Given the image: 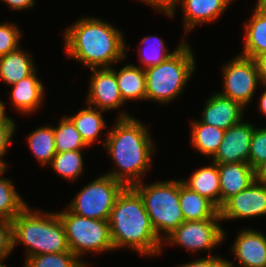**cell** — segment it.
<instances>
[{
    "mask_svg": "<svg viewBox=\"0 0 266 267\" xmlns=\"http://www.w3.org/2000/svg\"><path fill=\"white\" fill-rule=\"evenodd\" d=\"M113 126L103 144L118 168L106 174L126 187L133 186L142 182L140 177L150 167L154 142L147 127L126 111L120 113Z\"/></svg>",
    "mask_w": 266,
    "mask_h": 267,
    "instance_id": "6da1fadb",
    "label": "cell"
},
{
    "mask_svg": "<svg viewBox=\"0 0 266 267\" xmlns=\"http://www.w3.org/2000/svg\"><path fill=\"white\" fill-rule=\"evenodd\" d=\"M65 51L84 67L111 68L126 58L124 37L119 29L99 18H80L64 31Z\"/></svg>",
    "mask_w": 266,
    "mask_h": 267,
    "instance_id": "7a4b0ae2",
    "label": "cell"
},
{
    "mask_svg": "<svg viewBox=\"0 0 266 267\" xmlns=\"http://www.w3.org/2000/svg\"><path fill=\"white\" fill-rule=\"evenodd\" d=\"M108 221L114 250L129 247L148 256L162 252L164 243L153 229L142 197L132 186L118 195Z\"/></svg>",
    "mask_w": 266,
    "mask_h": 267,
    "instance_id": "3957f363",
    "label": "cell"
},
{
    "mask_svg": "<svg viewBox=\"0 0 266 267\" xmlns=\"http://www.w3.org/2000/svg\"><path fill=\"white\" fill-rule=\"evenodd\" d=\"M13 249L27 246L26 258L70 251L62 222L56 213L32 211L28 205L12 220Z\"/></svg>",
    "mask_w": 266,
    "mask_h": 267,
    "instance_id": "277c9868",
    "label": "cell"
},
{
    "mask_svg": "<svg viewBox=\"0 0 266 267\" xmlns=\"http://www.w3.org/2000/svg\"><path fill=\"white\" fill-rule=\"evenodd\" d=\"M194 59L193 51L185 41L162 63L144 69L146 100L167 104L181 95L195 71Z\"/></svg>",
    "mask_w": 266,
    "mask_h": 267,
    "instance_id": "5b68a950",
    "label": "cell"
},
{
    "mask_svg": "<svg viewBox=\"0 0 266 267\" xmlns=\"http://www.w3.org/2000/svg\"><path fill=\"white\" fill-rule=\"evenodd\" d=\"M132 187L142 197L153 229L162 241L185 221L179 204V180L144 185L139 182Z\"/></svg>",
    "mask_w": 266,
    "mask_h": 267,
    "instance_id": "8992f818",
    "label": "cell"
},
{
    "mask_svg": "<svg viewBox=\"0 0 266 267\" xmlns=\"http://www.w3.org/2000/svg\"><path fill=\"white\" fill-rule=\"evenodd\" d=\"M58 213L70 251L78 258L86 252L94 254L114 251L108 220L79 216L68 208Z\"/></svg>",
    "mask_w": 266,
    "mask_h": 267,
    "instance_id": "52a82bcc",
    "label": "cell"
},
{
    "mask_svg": "<svg viewBox=\"0 0 266 267\" xmlns=\"http://www.w3.org/2000/svg\"><path fill=\"white\" fill-rule=\"evenodd\" d=\"M125 187L122 182L103 174L83 187L67 208L82 217L109 220L115 201Z\"/></svg>",
    "mask_w": 266,
    "mask_h": 267,
    "instance_id": "ba28073f",
    "label": "cell"
},
{
    "mask_svg": "<svg viewBox=\"0 0 266 267\" xmlns=\"http://www.w3.org/2000/svg\"><path fill=\"white\" fill-rule=\"evenodd\" d=\"M222 73L224 89L219 93L247 107L261 85L255 60L239 54L222 67Z\"/></svg>",
    "mask_w": 266,
    "mask_h": 267,
    "instance_id": "9c48e42d",
    "label": "cell"
},
{
    "mask_svg": "<svg viewBox=\"0 0 266 267\" xmlns=\"http://www.w3.org/2000/svg\"><path fill=\"white\" fill-rule=\"evenodd\" d=\"M219 221L222 220L184 221L163 242L177 244L191 253L208 250L209 256H211V249L221 244L226 237V232L220 227Z\"/></svg>",
    "mask_w": 266,
    "mask_h": 267,
    "instance_id": "30bf717a",
    "label": "cell"
},
{
    "mask_svg": "<svg viewBox=\"0 0 266 267\" xmlns=\"http://www.w3.org/2000/svg\"><path fill=\"white\" fill-rule=\"evenodd\" d=\"M219 214L222 221L266 215V184L255 180L230 197L219 209Z\"/></svg>",
    "mask_w": 266,
    "mask_h": 267,
    "instance_id": "8fae6325",
    "label": "cell"
},
{
    "mask_svg": "<svg viewBox=\"0 0 266 267\" xmlns=\"http://www.w3.org/2000/svg\"><path fill=\"white\" fill-rule=\"evenodd\" d=\"M86 103L102 111L120 108L124 105L112 68H93Z\"/></svg>",
    "mask_w": 266,
    "mask_h": 267,
    "instance_id": "7c38bea8",
    "label": "cell"
},
{
    "mask_svg": "<svg viewBox=\"0 0 266 267\" xmlns=\"http://www.w3.org/2000/svg\"><path fill=\"white\" fill-rule=\"evenodd\" d=\"M255 126L250 122L240 121L225 131L212 162L216 164L248 163L249 148Z\"/></svg>",
    "mask_w": 266,
    "mask_h": 267,
    "instance_id": "4fadbf2b",
    "label": "cell"
},
{
    "mask_svg": "<svg viewBox=\"0 0 266 267\" xmlns=\"http://www.w3.org/2000/svg\"><path fill=\"white\" fill-rule=\"evenodd\" d=\"M231 250L239 267H266V236L260 231L243 229L238 233ZM227 267L235 265L227 260Z\"/></svg>",
    "mask_w": 266,
    "mask_h": 267,
    "instance_id": "5bb4252c",
    "label": "cell"
},
{
    "mask_svg": "<svg viewBox=\"0 0 266 267\" xmlns=\"http://www.w3.org/2000/svg\"><path fill=\"white\" fill-rule=\"evenodd\" d=\"M200 121L226 131L242 121L244 107L220 93L211 95L205 102Z\"/></svg>",
    "mask_w": 266,
    "mask_h": 267,
    "instance_id": "9a60e30c",
    "label": "cell"
},
{
    "mask_svg": "<svg viewBox=\"0 0 266 267\" xmlns=\"http://www.w3.org/2000/svg\"><path fill=\"white\" fill-rule=\"evenodd\" d=\"M220 183V208L232 196L255 181V170L249 163L217 164Z\"/></svg>",
    "mask_w": 266,
    "mask_h": 267,
    "instance_id": "2e32d148",
    "label": "cell"
},
{
    "mask_svg": "<svg viewBox=\"0 0 266 267\" xmlns=\"http://www.w3.org/2000/svg\"><path fill=\"white\" fill-rule=\"evenodd\" d=\"M233 0H182L185 33L197 25L213 22Z\"/></svg>",
    "mask_w": 266,
    "mask_h": 267,
    "instance_id": "e0dca14e",
    "label": "cell"
},
{
    "mask_svg": "<svg viewBox=\"0 0 266 267\" xmlns=\"http://www.w3.org/2000/svg\"><path fill=\"white\" fill-rule=\"evenodd\" d=\"M36 71L12 85L11 102L14 108L23 113V115L24 113L29 115L37 108L39 109L44 100L45 89L41 81H39Z\"/></svg>",
    "mask_w": 266,
    "mask_h": 267,
    "instance_id": "ac0fdd59",
    "label": "cell"
},
{
    "mask_svg": "<svg viewBox=\"0 0 266 267\" xmlns=\"http://www.w3.org/2000/svg\"><path fill=\"white\" fill-rule=\"evenodd\" d=\"M244 46L240 55L252 58L266 53V8L255 5L252 16L244 23Z\"/></svg>",
    "mask_w": 266,
    "mask_h": 267,
    "instance_id": "d6986e66",
    "label": "cell"
},
{
    "mask_svg": "<svg viewBox=\"0 0 266 267\" xmlns=\"http://www.w3.org/2000/svg\"><path fill=\"white\" fill-rule=\"evenodd\" d=\"M179 204L185 221L221 219L219 209L207 198L189 189L179 180Z\"/></svg>",
    "mask_w": 266,
    "mask_h": 267,
    "instance_id": "ffe728a7",
    "label": "cell"
},
{
    "mask_svg": "<svg viewBox=\"0 0 266 267\" xmlns=\"http://www.w3.org/2000/svg\"><path fill=\"white\" fill-rule=\"evenodd\" d=\"M182 183L189 189L207 198L220 209L219 170L216 163L212 162L211 166H204L195 170L190 179H184Z\"/></svg>",
    "mask_w": 266,
    "mask_h": 267,
    "instance_id": "44dd1931",
    "label": "cell"
},
{
    "mask_svg": "<svg viewBox=\"0 0 266 267\" xmlns=\"http://www.w3.org/2000/svg\"><path fill=\"white\" fill-rule=\"evenodd\" d=\"M21 48L0 57V79L8 86L18 83L36 70L31 54Z\"/></svg>",
    "mask_w": 266,
    "mask_h": 267,
    "instance_id": "7402d4cb",
    "label": "cell"
},
{
    "mask_svg": "<svg viewBox=\"0 0 266 267\" xmlns=\"http://www.w3.org/2000/svg\"><path fill=\"white\" fill-rule=\"evenodd\" d=\"M115 77L124 102L127 100H146L145 71L136 65L128 64L118 72Z\"/></svg>",
    "mask_w": 266,
    "mask_h": 267,
    "instance_id": "603a6c76",
    "label": "cell"
},
{
    "mask_svg": "<svg viewBox=\"0 0 266 267\" xmlns=\"http://www.w3.org/2000/svg\"><path fill=\"white\" fill-rule=\"evenodd\" d=\"M88 106L79 111L75 116L67 117L75 125L82 140L89 147L99 138L102 129L107 128V125L101 113L104 111L90 105Z\"/></svg>",
    "mask_w": 266,
    "mask_h": 267,
    "instance_id": "cb8c5ba5",
    "label": "cell"
},
{
    "mask_svg": "<svg viewBox=\"0 0 266 267\" xmlns=\"http://www.w3.org/2000/svg\"><path fill=\"white\" fill-rule=\"evenodd\" d=\"M191 144L205 156H214L224 138L225 131L199 120L191 121Z\"/></svg>",
    "mask_w": 266,
    "mask_h": 267,
    "instance_id": "d4e9b609",
    "label": "cell"
},
{
    "mask_svg": "<svg viewBox=\"0 0 266 267\" xmlns=\"http://www.w3.org/2000/svg\"><path fill=\"white\" fill-rule=\"evenodd\" d=\"M27 143L34 157L41 165L51 164L56 154L53 126L37 128L27 137Z\"/></svg>",
    "mask_w": 266,
    "mask_h": 267,
    "instance_id": "484cf974",
    "label": "cell"
},
{
    "mask_svg": "<svg viewBox=\"0 0 266 267\" xmlns=\"http://www.w3.org/2000/svg\"><path fill=\"white\" fill-rule=\"evenodd\" d=\"M5 167L0 172V218L12 221L26 206L25 200L18 194L13 181L3 178Z\"/></svg>",
    "mask_w": 266,
    "mask_h": 267,
    "instance_id": "4316f807",
    "label": "cell"
},
{
    "mask_svg": "<svg viewBox=\"0 0 266 267\" xmlns=\"http://www.w3.org/2000/svg\"><path fill=\"white\" fill-rule=\"evenodd\" d=\"M53 130L56 152L83 150L88 147L67 116L61 118L56 127L53 125Z\"/></svg>",
    "mask_w": 266,
    "mask_h": 267,
    "instance_id": "83f0119b",
    "label": "cell"
},
{
    "mask_svg": "<svg viewBox=\"0 0 266 267\" xmlns=\"http://www.w3.org/2000/svg\"><path fill=\"white\" fill-rule=\"evenodd\" d=\"M82 150L56 152L52 159V169L64 179L75 180L84 171Z\"/></svg>",
    "mask_w": 266,
    "mask_h": 267,
    "instance_id": "f1b7e54d",
    "label": "cell"
},
{
    "mask_svg": "<svg viewBox=\"0 0 266 267\" xmlns=\"http://www.w3.org/2000/svg\"><path fill=\"white\" fill-rule=\"evenodd\" d=\"M155 39V40H152ZM152 42V43H151ZM180 43L178 47L171 53L167 50V47L164 44V41L157 36H146L141 40L142 46L147 44V48L141 49L139 48V60L144 65L141 67L143 70L152 66L159 65L169 56L174 54V52L184 43ZM149 43H151L149 45Z\"/></svg>",
    "mask_w": 266,
    "mask_h": 267,
    "instance_id": "f546056e",
    "label": "cell"
},
{
    "mask_svg": "<svg viewBox=\"0 0 266 267\" xmlns=\"http://www.w3.org/2000/svg\"><path fill=\"white\" fill-rule=\"evenodd\" d=\"M24 267H82L85 262L71 251L33 255L25 259Z\"/></svg>",
    "mask_w": 266,
    "mask_h": 267,
    "instance_id": "4dcf8cb0",
    "label": "cell"
},
{
    "mask_svg": "<svg viewBox=\"0 0 266 267\" xmlns=\"http://www.w3.org/2000/svg\"><path fill=\"white\" fill-rule=\"evenodd\" d=\"M266 161V128L255 127L249 148V165L255 170Z\"/></svg>",
    "mask_w": 266,
    "mask_h": 267,
    "instance_id": "1f68e13d",
    "label": "cell"
},
{
    "mask_svg": "<svg viewBox=\"0 0 266 267\" xmlns=\"http://www.w3.org/2000/svg\"><path fill=\"white\" fill-rule=\"evenodd\" d=\"M21 32L14 23L0 24V57L17 50L21 40Z\"/></svg>",
    "mask_w": 266,
    "mask_h": 267,
    "instance_id": "d6a6232c",
    "label": "cell"
},
{
    "mask_svg": "<svg viewBox=\"0 0 266 267\" xmlns=\"http://www.w3.org/2000/svg\"><path fill=\"white\" fill-rule=\"evenodd\" d=\"M13 251L12 221L0 218V262Z\"/></svg>",
    "mask_w": 266,
    "mask_h": 267,
    "instance_id": "836d02e7",
    "label": "cell"
},
{
    "mask_svg": "<svg viewBox=\"0 0 266 267\" xmlns=\"http://www.w3.org/2000/svg\"><path fill=\"white\" fill-rule=\"evenodd\" d=\"M15 123H0V162L7 167V163L2 159L8 146L13 141L12 136L15 133Z\"/></svg>",
    "mask_w": 266,
    "mask_h": 267,
    "instance_id": "e575fe53",
    "label": "cell"
},
{
    "mask_svg": "<svg viewBox=\"0 0 266 267\" xmlns=\"http://www.w3.org/2000/svg\"><path fill=\"white\" fill-rule=\"evenodd\" d=\"M179 267H227V260L219 256H209L189 263L180 265Z\"/></svg>",
    "mask_w": 266,
    "mask_h": 267,
    "instance_id": "d590c367",
    "label": "cell"
},
{
    "mask_svg": "<svg viewBox=\"0 0 266 267\" xmlns=\"http://www.w3.org/2000/svg\"><path fill=\"white\" fill-rule=\"evenodd\" d=\"M143 1L144 3H148L152 8L160 12H163V14L173 17L175 8L178 7L176 5H180L182 0H139ZM179 3V4H178Z\"/></svg>",
    "mask_w": 266,
    "mask_h": 267,
    "instance_id": "8d00e7d4",
    "label": "cell"
},
{
    "mask_svg": "<svg viewBox=\"0 0 266 267\" xmlns=\"http://www.w3.org/2000/svg\"><path fill=\"white\" fill-rule=\"evenodd\" d=\"M254 60L257 65L261 86L264 87L266 86V53L260 54Z\"/></svg>",
    "mask_w": 266,
    "mask_h": 267,
    "instance_id": "74e56055",
    "label": "cell"
},
{
    "mask_svg": "<svg viewBox=\"0 0 266 267\" xmlns=\"http://www.w3.org/2000/svg\"><path fill=\"white\" fill-rule=\"evenodd\" d=\"M7 3L12 10H22L32 8L36 0H2Z\"/></svg>",
    "mask_w": 266,
    "mask_h": 267,
    "instance_id": "f35d334b",
    "label": "cell"
},
{
    "mask_svg": "<svg viewBox=\"0 0 266 267\" xmlns=\"http://www.w3.org/2000/svg\"><path fill=\"white\" fill-rule=\"evenodd\" d=\"M255 180L262 184H266V161L261 163L255 169Z\"/></svg>",
    "mask_w": 266,
    "mask_h": 267,
    "instance_id": "ab89813d",
    "label": "cell"
},
{
    "mask_svg": "<svg viewBox=\"0 0 266 267\" xmlns=\"http://www.w3.org/2000/svg\"><path fill=\"white\" fill-rule=\"evenodd\" d=\"M0 123H15L13 119L6 115L5 104L0 100Z\"/></svg>",
    "mask_w": 266,
    "mask_h": 267,
    "instance_id": "60d3db41",
    "label": "cell"
},
{
    "mask_svg": "<svg viewBox=\"0 0 266 267\" xmlns=\"http://www.w3.org/2000/svg\"><path fill=\"white\" fill-rule=\"evenodd\" d=\"M266 87V86H265ZM259 104V110L261 113L264 114V116H266V88L264 90V92L261 94Z\"/></svg>",
    "mask_w": 266,
    "mask_h": 267,
    "instance_id": "b9f144b4",
    "label": "cell"
},
{
    "mask_svg": "<svg viewBox=\"0 0 266 267\" xmlns=\"http://www.w3.org/2000/svg\"><path fill=\"white\" fill-rule=\"evenodd\" d=\"M256 5L262 8H266V0H258Z\"/></svg>",
    "mask_w": 266,
    "mask_h": 267,
    "instance_id": "7bdbcfd3",
    "label": "cell"
},
{
    "mask_svg": "<svg viewBox=\"0 0 266 267\" xmlns=\"http://www.w3.org/2000/svg\"><path fill=\"white\" fill-rule=\"evenodd\" d=\"M5 168V166L0 162V172Z\"/></svg>",
    "mask_w": 266,
    "mask_h": 267,
    "instance_id": "ee69618b",
    "label": "cell"
},
{
    "mask_svg": "<svg viewBox=\"0 0 266 267\" xmlns=\"http://www.w3.org/2000/svg\"><path fill=\"white\" fill-rule=\"evenodd\" d=\"M0 267H7V266L4 265L3 262H0Z\"/></svg>",
    "mask_w": 266,
    "mask_h": 267,
    "instance_id": "f6af8a7d",
    "label": "cell"
}]
</instances>
